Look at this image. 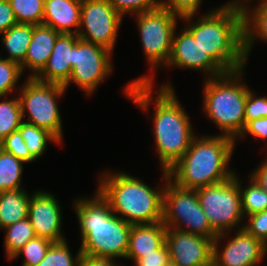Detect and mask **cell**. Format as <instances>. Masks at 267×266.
I'll list each match as a JSON object with an SVG mask.
<instances>
[{"mask_svg":"<svg viewBox=\"0 0 267 266\" xmlns=\"http://www.w3.org/2000/svg\"><path fill=\"white\" fill-rule=\"evenodd\" d=\"M153 80L152 74L133 79L125 86L124 93L147 114L152 101H155L152 126L156 153L159 156L160 170L167 171L185 154L196 135L189 115L177 99L171 82L163 83L158 88L154 100Z\"/></svg>","mask_w":267,"mask_h":266,"instance_id":"1","label":"cell"},{"mask_svg":"<svg viewBox=\"0 0 267 266\" xmlns=\"http://www.w3.org/2000/svg\"><path fill=\"white\" fill-rule=\"evenodd\" d=\"M181 18L184 26L212 59L225 71L244 68V12L237 6L214 7L207 14ZM192 20V21H191Z\"/></svg>","mask_w":267,"mask_h":266,"instance_id":"2","label":"cell"},{"mask_svg":"<svg viewBox=\"0 0 267 266\" xmlns=\"http://www.w3.org/2000/svg\"><path fill=\"white\" fill-rule=\"evenodd\" d=\"M95 192L90 198L83 196L73 202L81 233V253L113 260L124 259L132 225L115 215L109 203L98 191Z\"/></svg>","mask_w":267,"mask_h":266,"instance_id":"3","label":"cell"},{"mask_svg":"<svg viewBox=\"0 0 267 266\" xmlns=\"http://www.w3.org/2000/svg\"><path fill=\"white\" fill-rule=\"evenodd\" d=\"M235 145L233 138L224 135L195 136L185 154L167 170L169 180L196 190L231 178L235 172L228 165Z\"/></svg>","mask_w":267,"mask_h":266,"instance_id":"4","label":"cell"},{"mask_svg":"<svg viewBox=\"0 0 267 266\" xmlns=\"http://www.w3.org/2000/svg\"><path fill=\"white\" fill-rule=\"evenodd\" d=\"M161 171L165 183L152 188L124 171L105 170L98 175L97 191L113 213L131 225L162 222L163 192L169 177L167 171Z\"/></svg>","mask_w":267,"mask_h":266,"instance_id":"5","label":"cell"},{"mask_svg":"<svg viewBox=\"0 0 267 266\" xmlns=\"http://www.w3.org/2000/svg\"><path fill=\"white\" fill-rule=\"evenodd\" d=\"M245 67L204 78L202 110L221 131L219 135L235 141L245 127V105L249 87L243 81Z\"/></svg>","mask_w":267,"mask_h":266,"instance_id":"6","label":"cell"},{"mask_svg":"<svg viewBox=\"0 0 267 266\" xmlns=\"http://www.w3.org/2000/svg\"><path fill=\"white\" fill-rule=\"evenodd\" d=\"M23 82L17 94L22 120L47 130L62 143L63 127L57 101L66 89L63 85L44 83L31 77ZM24 116H27V120H24Z\"/></svg>","mask_w":267,"mask_h":266,"instance_id":"7","label":"cell"},{"mask_svg":"<svg viewBox=\"0 0 267 266\" xmlns=\"http://www.w3.org/2000/svg\"><path fill=\"white\" fill-rule=\"evenodd\" d=\"M200 206L211 228L217 233H231L244 227L237 173L220 183L196 189ZM243 225V226H242Z\"/></svg>","mask_w":267,"mask_h":266,"instance_id":"8","label":"cell"},{"mask_svg":"<svg viewBox=\"0 0 267 266\" xmlns=\"http://www.w3.org/2000/svg\"><path fill=\"white\" fill-rule=\"evenodd\" d=\"M162 223L167 228L210 239L218 235L200 206L196 190L180 188L169 179L163 192Z\"/></svg>","mask_w":267,"mask_h":266,"instance_id":"9","label":"cell"},{"mask_svg":"<svg viewBox=\"0 0 267 266\" xmlns=\"http://www.w3.org/2000/svg\"><path fill=\"white\" fill-rule=\"evenodd\" d=\"M134 16L150 70L153 72L159 67L165 68L172 50L177 20L181 18L162 7Z\"/></svg>","mask_w":267,"mask_h":266,"instance_id":"10","label":"cell"},{"mask_svg":"<svg viewBox=\"0 0 267 266\" xmlns=\"http://www.w3.org/2000/svg\"><path fill=\"white\" fill-rule=\"evenodd\" d=\"M111 56L113 52L107 48L79 39L73 46L71 75L63 87L67 90L70 83H74L84 93L92 95L112 73Z\"/></svg>","mask_w":267,"mask_h":266,"instance_id":"11","label":"cell"},{"mask_svg":"<svg viewBox=\"0 0 267 266\" xmlns=\"http://www.w3.org/2000/svg\"><path fill=\"white\" fill-rule=\"evenodd\" d=\"M123 18L108 0H82L77 36L114 53L118 29Z\"/></svg>","mask_w":267,"mask_h":266,"instance_id":"12","label":"cell"},{"mask_svg":"<svg viewBox=\"0 0 267 266\" xmlns=\"http://www.w3.org/2000/svg\"><path fill=\"white\" fill-rule=\"evenodd\" d=\"M227 233L218 234L213 241V266H258L267 254V246L244 228L236 230L226 246H219Z\"/></svg>","mask_w":267,"mask_h":266,"instance_id":"13","label":"cell"},{"mask_svg":"<svg viewBox=\"0 0 267 266\" xmlns=\"http://www.w3.org/2000/svg\"><path fill=\"white\" fill-rule=\"evenodd\" d=\"M180 31L178 34L174 32L170 58L165 67L202 71L206 73V79L225 73L185 27Z\"/></svg>","mask_w":267,"mask_h":266,"instance_id":"14","label":"cell"},{"mask_svg":"<svg viewBox=\"0 0 267 266\" xmlns=\"http://www.w3.org/2000/svg\"><path fill=\"white\" fill-rule=\"evenodd\" d=\"M213 241L205 236L167 228L165 244L176 266L213 264Z\"/></svg>","mask_w":267,"mask_h":266,"instance_id":"15","label":"cell"},{"mask_svg":"<svg viewBox=\"0 0 267 266\" xmlns=\"http://www.w3.org/2000/svg\"><path fill=\"white\" fill-rule=\"evenodd\" d=\"M28 218L36 236L51 242L66 240L61 231V206L54 194L35 191L29 201Z\"/></svg>","mask_w":267,"mask_h":266,"instance_id":"16","label":"cell"},{"mask_svg":"<svg viewBox=\"0 0 267 266\" xmlns=\"http://www.w3.org/2000/svg\"><path fill=\"white\" fill-rule=\"evenodd\" d=\"M80 38L73 34H60L46 65L34 77L44 83L65 85L72 71L73 46Z\"/></svg>","mask_w":267,"mask_h":266,"instance_id":"17","label":"cell"},{"mask_svg":"<svg viewBox=\"0 0 267 266\" xmlns=\"http://www.w3.org/2000/svg\"><path fill=\"white\" fill-rule=\"evenodd\" d=\"M81 5L82 0H45L42 24L60 34L77 35Z\"/></svg>","mask_w":267,"mask_h":266,"instance_id":"18","label":"cell"},{"mask_svg":"<svg viewBox=\"0 0 267 266\" xmlns=\"http://www.w3.org/2000/svg\"><path fill=\"white\" fill-rule=\"evenodd\" d=\"M60 35L52 27L34 25L31 42L28 46L24 62L20 65L22 73L25 68L31 71L28 77L34 78L46 65L55 41Z\"/></svg>","mask_w":267,"mask_h":266,"instance_id":"19","label":"cell"},{"mask_svg":"<svg viewBox=\"0 0 267 266\" xmlns=\"http://www.w3.org/2000/svg\"><path fill=\"white\" fill-rule=\"evenodd\" d=\"M167 227L162 222L132 225L125 259L133 260L153 253L165 244Z\"/></svg>","mask_w":267,"mask_h":266,"instance_id":"20","label":"cell"},{"mask_svg":"<svg viewBox=\"0 0 267 266\" xmlns=\"http://www.w3.org/2000/svg\"><path fill=\"white\" fill-rule=\"evenodd\" d=\"M244 12V53L246 60L256 40L267 43V0H259L251 7L247 4Z\"/></svg>","mask_w":267,"mask_h":266,"instance_id":"21","label":"cell"},{"mask_svg":"<svg viewBox=\"0 0 267 266\" xmlns=\"http://www.w3.org/2000/svg\"><path fill=\"white\" fill-rule=\"evenodd\" d=\"M30 198L23 188L0 192V229L28 218Z\"/></svg>","mask_w":267,"mask_h":266,"instance_id":"22","label":"cell"},{"mask_svg":"<svg viewBox=\"0 0 267 266\" xmlns=\"http://www.w3.org/2000/svg\"><path fill=\"white\" fill-rule=\"evenodd\" d=\"M34 24L17 23L1 33V41L7 50L6 59L21 65L27 54L33 35Z\"/></svg>","mask_w":267,"mask_h":266,"instance_id":"23","label":"cell"},{"mask_svg":"<svg viewBox=\"0 0 267 266\" xmlns=\"http://www.w3.org/2000/svg\"><path fill=\"white\" fill-rule=\"evenodd\" d=\"M23 160L0 147V192L22 189Z\"/></svg>","mask_w":267,"mask_h":266,"instance_id":"24","label":"cell"},{"mask_svg":"<svg viewBox=\"0 0 267 266\" xmlns=\"http://www.w3.org/2000/svg\"><path fill=\"white\" fill-rule=\"evenodd\" d=\"M3 230L6 231L3 247L9 261L21 248L36 236L29 218L17 221L3 228Z\"/></svg>","mask_w":267,"mask_h":266,"instance_id":"25","label":"cell"},{"mask_svg":"<svg viewBox=\"0 0 267 266\" xmlns=\"http://www.w3.org/2000/svg\"><path fill=\"white\" fill-rule=\"evenodd\" d=\"M237 175V182L240 188L241 209L245 219L249 215L267 210V192L263 190L250 176L248 186L242 187Z\"/></svg>","mask_w":267,"mask_h":266,"instance_id":"26","label":"cell"},{"mask_svg":"<svg viewBox=\"0 0 267 266\" xmlns=\"http://www.w3.org/2000/svg\"><path fill=\"white\" fill-rule=\"evenodd\" d=\"M18 130L20 131L29 152L36 160L44 155L49 142L60 144L59 141L47 130L24 121L20 124Z\"/></svg>","mask_w":267,"mask_h":266,"instance_id":"27","label":"cell"},{"mask_svg":"<svg viewBox=\"0 0 267 266\" xmlns=\"http://www.w3.org/2000/svg\"><path fill=\"white\" fill-rule=\"evenodd\" d=\"M23 122L18 97L0 101V142L17 131Z\"/></svg>","mask_w":267,"mask_h":266,"instance_id":"28","label":"cell"},{"mask_svg":"<svg viewBox=\"0 0 267 266\" xmlns=\"http://www.w3.org/2000/svg\"><path fill=\"white\" fill-rule=\"evenodd\" d=\"M45 0H9L17 23L41 25Z\"/></svg>","mask_w":267,"mask_h":266,"instance_id":"29","label":"cell"},{"mask_svg":"<svg viewBox=\"0 0 267 266\" xmlns=\"http://www.w3.org/2000/svg\"><path fill=\"white\" fill-rule=\"evenodd\" d=\"M82 253L80 248L72 256L67 240L53 242L43 260L36 266H79Z\"/></svg>","mask_w":267,"mask_h":266,"instance_id":"30","label":"cell"},{"mask_svg":"<svg viewBox=\"0 0 267 266\" xmlns=\"http://www.w3.org/2000/svg\"><path fill=\"white\" fill-rule=\"evenodd\" d=\"M52 243L48 239L35 236L10 261L22 255L24 256L22 266H36L43 260Z\"/></svg>","mask_w":267,"mask_h":266,"instance_id":"31","label":"cell"},{"mask_svg":"<svg viewBox=\"0 0 267 266\" xmlns=\"http://www.w3.org/2000/svg\"><path fill=\"white\" fill-rule=\"evenodd\" d=\"M23 75L18 63L0 57V98L8 96L17 90L18 81Z\"/></svg>","mask_w":267,"mask_h":266,"instance_id":"32","label":"cell"},{"mask_svg":"<svg viewBox=\"0 0 267 266\" xmlns=\"http://www.w3.org/2000/svg\"><path fill=\"white\" fill-rule=\"evenodd\" d=\"M110 5L122 16L139 14L161 7V0H108Z\"/></svg>","mask_w":267,"mask_h":266,"instance_id":"33","label":"cell"},{"mask_svg":"<svg viewBox=\"0 0 267 266\" xmlns=\"http://www.w3.org/2000/svg\"><path fill=\"white\" fill-rule=\"evenodd\" d=\"M0 147L26 163L36 161L29 152L19 130L12 132L0 142Z\"/></svg>","mask_w":267,"mask_h":266,"instance_id":"34","label":"cell"},{"mask_svg":"<svg viewBox=\"0 0 267 266\" xmlns=\"http://www.w3.org/2000/svg\"><path fill=\"white\" fill-rule=\"evenodd\" d=\"M202 0H161V7L179 18L198 13Z\"/></svg>","mask_w":267,"mask_h":266,"instance_id":"35","label":"cell"},{"mask_svg":"<svg viewBox=\"0 0 267 266\" xmlns=\"http://www.w3.org/2000/svg\"><path fill=\"white\" fill-rule=\"evenodd\" d=\"M249 88L245 105V125L252 120L267 117V97L259 96Z\"/></svg>","mask_w":267,"mask_h":266,"instance_id":"36","label":"cell"},{"mask_svg":"<svg viewBox=\"0 0 267 266\" xmlns=\"http://www.w3.org/2000/svg\"><path fill=\"white\" fill-rule=\"evenodd\" d=\"M244 229L267 246V210L247 216Z\"/></svg>","mask_w":267,"mask_h":266,"instance_id":"37","label":"cell"},{"mask_svg":"<svg viewBox=\"0 0 267 266\" xmlns=\"http://www.w3.org/2000/svg\"><path fill=\"white\" fill-rule=\"evenodd\" d=\"M170 262V255L166 244L153 253L145 254L134 261L135 266H166Z\"/></svg>","mask_w":267,"mask_h":266,"instance_id":"38","label":"cell"},{"mask_svg":"<svg viewBox=\"0 0 267 266\" xmlns=\"http://www.w3.org/2000/svg\"><path fill=\"white\" fill-rule=\"evenodd\" d=\"M249 134L250 136H253V138L262 141H266L264 146L267 147V117H262L259 119H255L252 121H249L245 127L240 136V138H244V135ZM267 149V148H266Z\"/></svg>","mask_w":267,"mask_h":266,"instance_id":"39","label":"cell"},{"mask_svg":"<svg viewBox=\"0 0 267 266\" xmlns=\"http://www.w3.org/2000/svg\"><path fill=\"white\" fill-rule=\"evenodd\" d=\"M16 24L9 0H0V34Z\"/></svg>","mask_w":267,"mask_h":266,"instance_id":"40","label":"cell"},{"mask_svg":"<svg viewBox=\"0 0 267 266\" xmlns=\"http://www.w3.org/2000/svg\"><path fill=\"white\" fill-rule=\"evenodd\" d=\"M253 170L252 173H249V176L267 192V155L266 158L262 160V163L260 162L258 167Z\"/></svg>","mask_w":267,"mask_h":266,"instance_id":"41","label":"cell"},{"mask_svg":"<svg viewBox=\"0 0 267 266\" xmlns=\"http://www.w3.org/2000/svg\"><path fill=\"white\" fill-rule=\"evenodd\" d=\"M116 260L82 254L79 266H119Z\"/></svg>","mask_w":267,"mask_h":266,"instance_id":"42","label":"cell"},{"mask_svg":"<svg viewBox=\"0 0 267 266\" xmlns=\"http://www.w3.org/2000/svg\"><path fill=\"white\" fill-rule=\"evenodd\" d=\"M254 1V0H253ZM252 0H231V2H227L224 6H237L244 8L249 2H253Z\"/></svg>","mask_w":267,"mask_h":266,"instance_id":"43","label":"cell"},{"mask_svg":"<svg viewBox=\"0 0 267 266\" xmlns=\"http://www.w3.org/2000/svg\"><path fill=\"white\" fill-rule=\"evenodd\" d=\"M166 266H176L175 264L169 262Z\"/></svg>","mask_w":267,"mask_h":266,"instance_id":"44","label":"cell"},{"mask_svg":"<svg viewBox=\"0 0 267 266\" xmlns=\"http://www.w3.org/2000/svg\"><path fill=\"white\" fill-rule=\"evenodd\" d=\"M199 266H213V264H203V265H199Z\"/></svg>","mask_w":267,"mask_h":266,"instance_id":"45","label":"cell"}]
</instances>
